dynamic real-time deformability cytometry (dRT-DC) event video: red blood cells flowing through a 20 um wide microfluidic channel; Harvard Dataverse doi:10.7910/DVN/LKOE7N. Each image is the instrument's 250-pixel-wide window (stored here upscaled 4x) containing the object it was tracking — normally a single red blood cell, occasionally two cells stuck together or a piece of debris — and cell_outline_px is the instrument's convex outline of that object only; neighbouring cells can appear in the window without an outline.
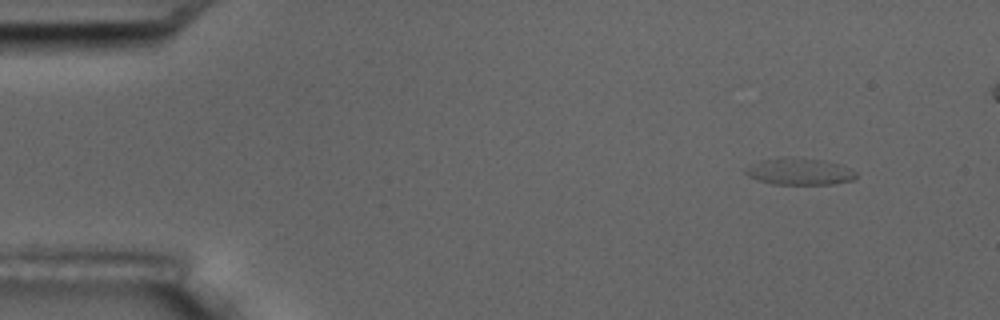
{"species": "common noctule bat (a hibernating species)", "species_latin": "Nyctalus noctula", "temperature_condition": "room temperature", "stored_images_in_passage": 5, "camera_frame_rate_fps": 3000, "um_per_image_px": 0.085, "animal": {"sex": "male", "body_mass_g": 17.5, "forearm_length_mm": 52.3}, "frame": {"image": 1, "passage_image": 1, "time_ms": 0.0, "image_size_px": [1000, 320], "cell_outline_px": [[856, 176], [852, 180], [832, 184], [772, 184], [756, 180], [748, 176], [744, 172], [744, 168], [760, 160], [824, 160], [840, 164], [856, 172]], "centroid_in_image_um": [67.94, 14.63], "position_along_channel_um": 17.1, "area_um2": 16.47}}